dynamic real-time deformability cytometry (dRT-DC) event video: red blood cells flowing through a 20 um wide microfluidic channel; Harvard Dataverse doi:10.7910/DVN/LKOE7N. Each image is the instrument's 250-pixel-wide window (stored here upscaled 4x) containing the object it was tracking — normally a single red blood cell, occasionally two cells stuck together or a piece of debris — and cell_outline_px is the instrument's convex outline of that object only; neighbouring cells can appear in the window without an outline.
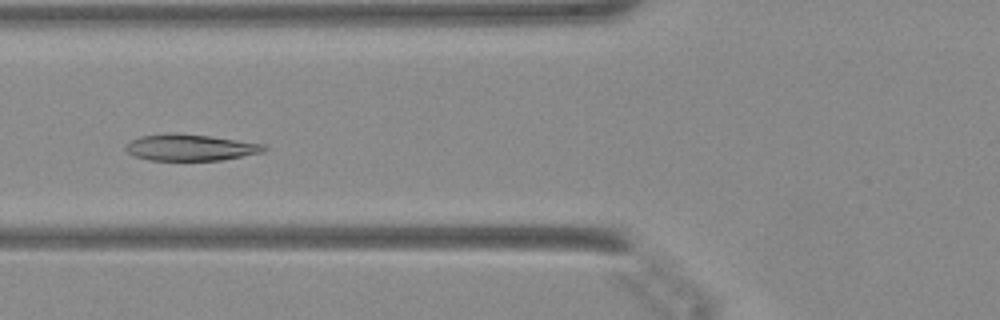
{"species": "Egyptian fruit bat (a non-hibernating species)", "species_latin": "Rousettus aegyptiacus", "temperature_condition": "warm", "stored_images_in_passage": 33, "camera_frame_rate_fps": 3000, "um_per_image_px": 0.085, "animal": {"sex": "female"}, "frame": {"image": 1, "passage_image": 4, "time_ms": 1.0, "image_size_px": [1000, 320], "cell_outline_px": [[268, 148], [264, 152], [224, 160], [148, 160], [136, 156], [128, 152], [124, 148], [132, 140], [140, 136], [168, 132], [208, 136], [264, 144]], "centroid_in_image_um": [16.2, 12.54], "position_along_channel_um": 109.6, "area_um2": 21.21}}
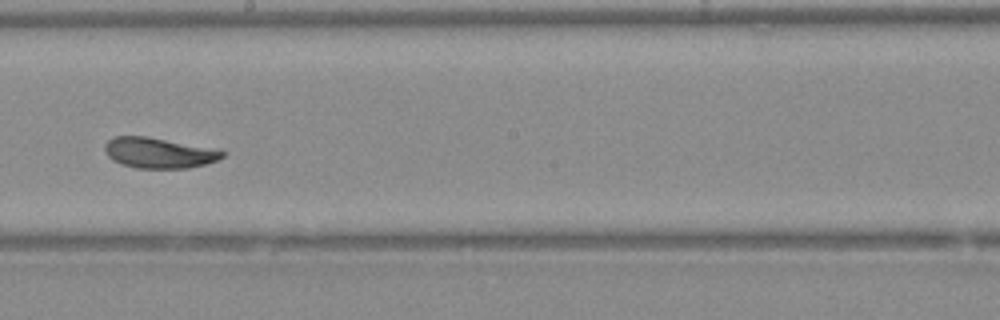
{"frame": {"image": 2, "passage_image": 13, "time_ms": 4.0, "image_size_px": [1000, 320], "cell_outline_px": [[224, 156], [216, 160], [204, 164], [188, 168], [136, 168], [120, 164], [112, 160], [108, 156], [104, 148], [104, 144], [112, 136], [148, 136], [220, 148], [224, 152]], "centroid_in_image_um": [13.51, 12.97], "position_along_channel_um": 234.7, "area_um2": 21.33}}
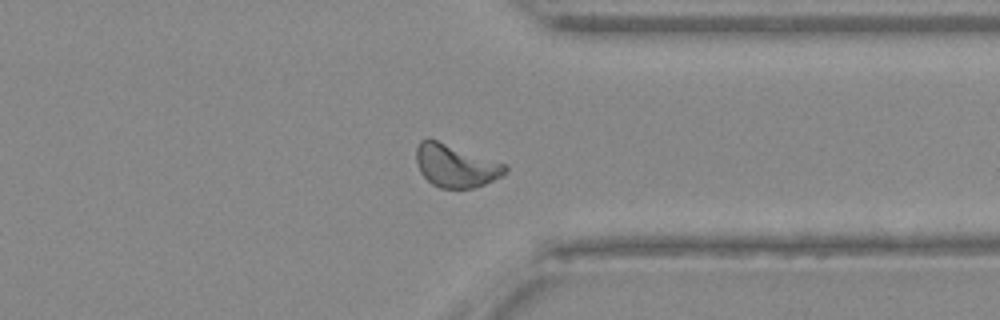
{"frame": {"image": 3, "passage_image": 23, "time_ms": 7.333, "image_size_px": [1000, 320], "cell_outline_px": [[508, 172], [504, 176], [484, 184], [472, 188], [440, 188], [432, 184], [420, 172], [416, 160], [416, 148], [420, 140], [428, 136], [508, 164]], "centroid_in_image_um": [38.75, 14.05], "position_along_channel_um": 372.6, "area_um2": 22.77}}